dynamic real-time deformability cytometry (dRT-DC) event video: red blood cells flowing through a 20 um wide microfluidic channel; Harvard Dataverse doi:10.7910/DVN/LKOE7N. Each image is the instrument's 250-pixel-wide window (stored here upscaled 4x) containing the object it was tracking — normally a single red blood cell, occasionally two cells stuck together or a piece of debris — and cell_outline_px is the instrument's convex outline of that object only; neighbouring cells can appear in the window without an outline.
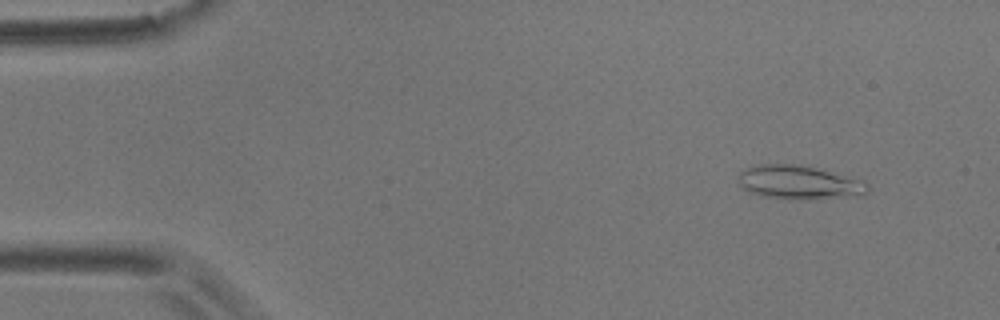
{"species": "common noctule bat (a hibernating species)", "species_latin": "Nyctalus noctula", "temperature_condition": "room temperature", "stored_images_in_passage": 56, "camera_frame_rate_fps": 3000, "um_per_image_px": 0.085, "animal": {"sex": "male", "body_mass_g": 17.9}, "frame": {"image": 1, "passage_image": 5, "time_ms": 1.333, "image_size_px": [1000, 320], "cell_outline_px": [[872, 188], [864, 196], [760, 196], [748, 192], [736, 180], [740, 172], [744, 168], [760, 164], [800, 164], [864, 180]], "centroid_in_image_um": [67.92, 15.44], "position_along_channel_um": 17.1, "area_um2": 24.57}}
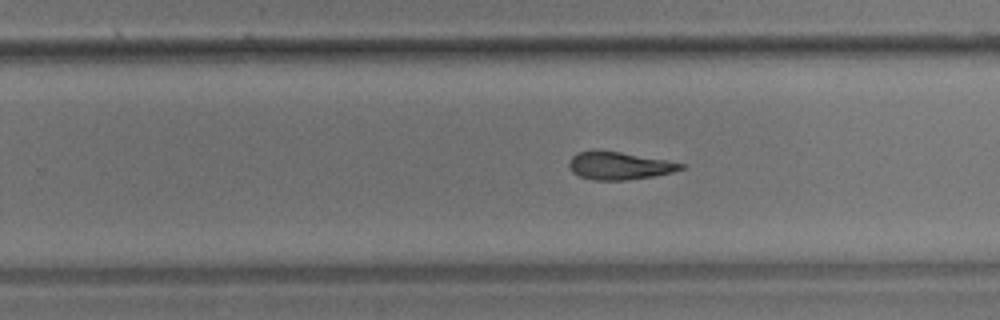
{"frame": {"image": 2, "passage_image": 35, "time_ms": 11.333, "image_size_px": [1000, 320], "cell_outline_px": [[684, 168], [672, 172], [652, 176], [624, 180], [592, 180], [580, 176], [572, 172], [568, 164], [568, 160], [576, 152], [620, 152], [668, 160], [684, 164]], "centroid_in_image_um": [52.62, 14.1], "position_along_channel_um": 277.2, "area_um2": 17.69}}
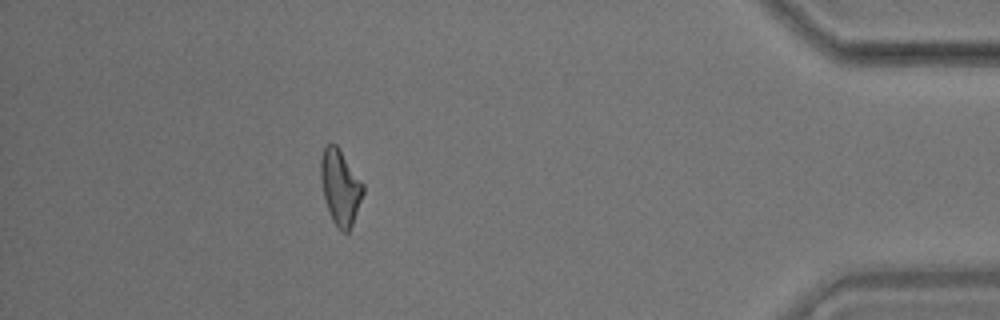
{"frame": {"image": 3, "passage_image": 50, "time_ms": 16.333, "image_size_px": [1000, 320], "cell_outline_px": [[364, 192], [352, 224], [348, 232], [344, 232], [336, 228], [328, 212], [320, 180], [320, 156], [324, 148], [328, 144], [336, 144], [364, 184]], "centroid_in_image_um": [28.9, 15.91], "position_along_channel_um": 406.3, "area_um2": 18.55}, "authors_computed_cell_mechanics": {"area_um2": 18.9295, "velocity_mm_per_s": 3.5582, "shape_relaxation_time_tau1_ms": null, "shape_relaxation_time_tau2_ms": 7.4709, "deformation_change_tau1": null, "deformation_change_tau2": 0.1845}}